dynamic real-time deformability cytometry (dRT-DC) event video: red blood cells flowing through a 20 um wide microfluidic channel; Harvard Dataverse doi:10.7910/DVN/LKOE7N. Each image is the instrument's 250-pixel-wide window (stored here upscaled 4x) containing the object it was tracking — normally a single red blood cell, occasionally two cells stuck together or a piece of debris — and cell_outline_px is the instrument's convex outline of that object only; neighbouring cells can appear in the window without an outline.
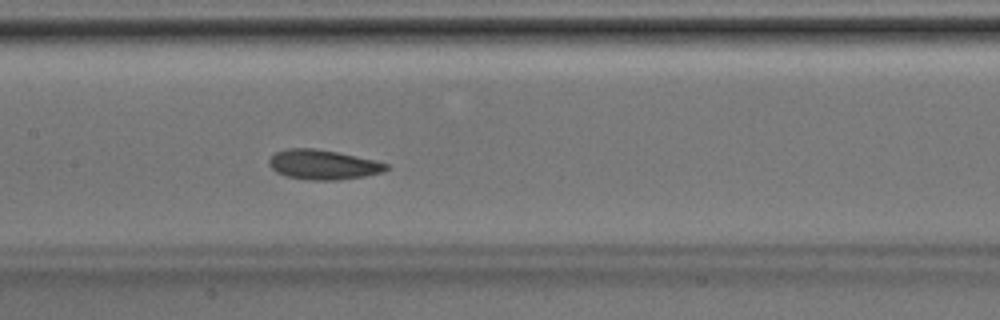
{"species": "Egyptian fruit bat (a non-hibernating species)", "species_latin": "Rousettus aegyptiacus", "temperature_condition": "room temperature", "stored_images_in_passage": 37, "camera_frame_rate_fps": 3000, "um_per_image_px": 0.085, "animal": {"sex": "male"}, "frame": {"image": 1, "passage_image": 16, "time_ms": 5.0, "image_size_px": [1000, 320], "cell_outline_px": [[388, 168], [384, 172], [364, 176], [336, 180], [308, 180], [284, 176], [276, 172], [268, 164], [268, 160], [276, 152], [288, 148], [312, 148], [336, 152], [376, 160], [388, 164]], "centroid_in_image_um": [27.45, 14.0], "position_along_channel_um": 180.0, "area_um2": 20.29}}